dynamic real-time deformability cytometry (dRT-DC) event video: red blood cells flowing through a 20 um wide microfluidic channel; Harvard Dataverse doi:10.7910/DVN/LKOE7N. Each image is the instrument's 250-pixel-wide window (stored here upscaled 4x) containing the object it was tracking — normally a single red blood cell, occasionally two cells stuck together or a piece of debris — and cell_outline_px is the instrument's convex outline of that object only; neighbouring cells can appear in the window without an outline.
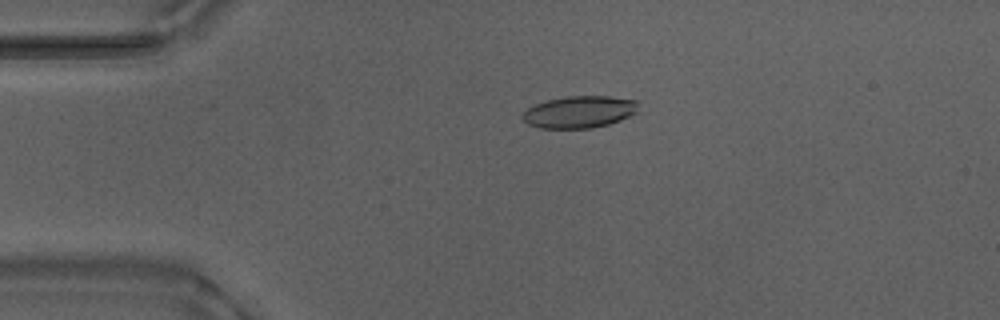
{"species": "Egyptian fruit bat (a non-hibernating species)", "species_latin": "Rousettus aegyptiacus", "temperature_condition": "warm", "stored_images_in_passage": 53, "camera_frame_rate_fps": 3000, "um_per_image_px": 0.085, "animal": {"sex": "male"}, "frame": {"image": 1, "passage_image": 12, "time_ms": 3.667, "image_size_px": [1000, 320], "cell_outline_px": [[636, 112], [620, 120], [608, 124], [588, 128], [540, 128], [528, 124], [520, 116], [528, 108], [536, 104], [548, 100], [568, 96], [608, 96], [636, 100]], "centroid_in_image_um": [49.21, 9.51], "position_along_channel_um": 35.8, "area_um2": 21.27}}
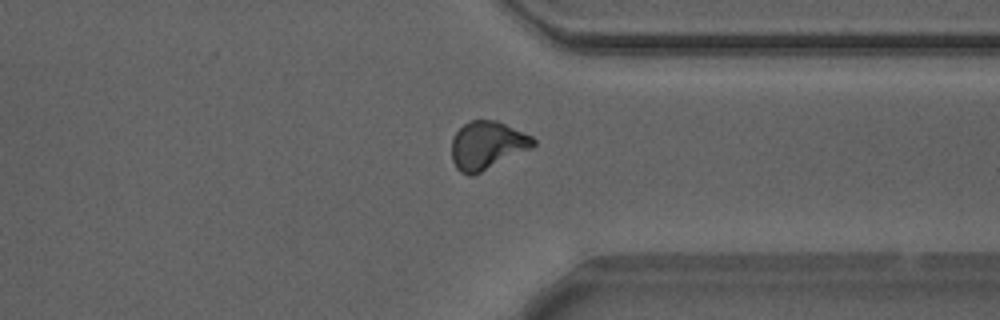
{"frame": {"image": 2, "passage_image": 41, "time_ms": 13.333, "image_size_px": [1000, 320], "cell_outline_px": [[536, 144], [532, 148], [472, 176], [468, 176], [460, 172], [456, 168], [452, 160], [452, 140], [456, 132], [464, 124], [472, 120], [496, 120], [532, 136], [536, 140]], "centroid_in_image_um": [41.4, 12.36], "position_along_channel_um": 370.0, "area_um2": 22.77}}
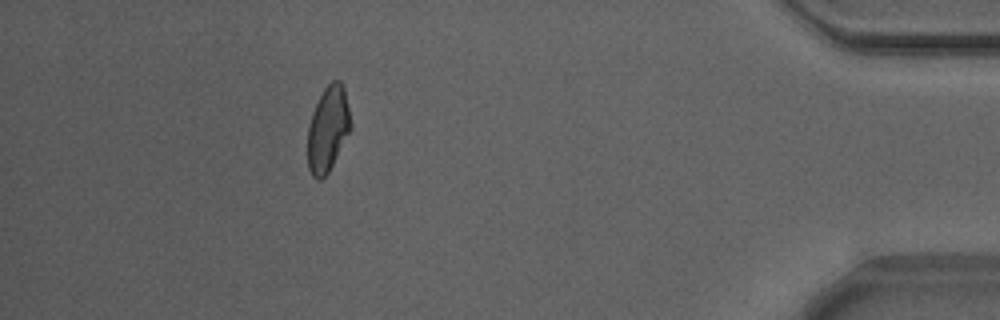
{"frame": {"image": 3, "passage_image": 48, "time_ms": 15.667, "image_size_px": [1000, 320], "cell_outline_px": [[352, 128], [328, 172], [320, 180], [316, 180], [312, 176], [308, 168], [308, 128], [312, 112], [324, 88], [332, 80], [340, 80], [344, 88], [352, 124]], "centroid_in_image_um": [27.88, 10.96], "position_along_channel_um": 407.3, "area_um2": 21.33}, "authors_computed_cell_mechanics": {"area_um2": 21.8484, "velocity_mm_per_s": 3.8841, "shape_relaxation_time_tau1_ms": 8.8405, "shape_relaxation_time_tau2_ms": 2.1525, "deformation_change_tau1": 0.2398, "deformation_change_tau2": 0.0658}}